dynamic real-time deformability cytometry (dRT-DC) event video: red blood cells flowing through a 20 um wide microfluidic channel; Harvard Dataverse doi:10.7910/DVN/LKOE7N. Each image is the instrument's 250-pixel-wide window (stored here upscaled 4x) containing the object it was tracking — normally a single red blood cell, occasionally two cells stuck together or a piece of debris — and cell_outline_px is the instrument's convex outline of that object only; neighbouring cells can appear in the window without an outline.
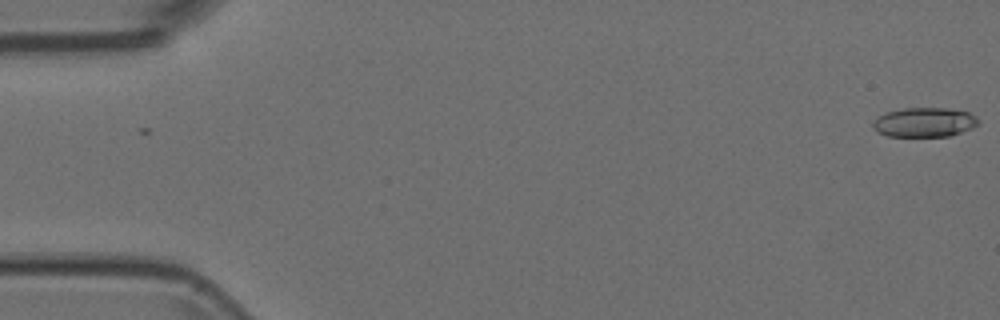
{"species": "Egyptian fruit bat (a non-hibernating species)", "species_latin": "Rousettus aegyptiacus", "temperature_condition": "room temperature", "stored_images_in_passage": 54, "camera_frame_rate_fps": 3000, "um_per_image_px": 0.085, "animal": {"sex": "female"}, "frame": {"image": 1, "passage_image": 1, "time_ms": 0.0, "image_size_px": [1000, 320], "cell_outline_px": [[980, 124], [972, 128], [948, 136], [888, 136], [876, 132], [872, 128], [872, 124], [884, 112], [904, 108], [944, 108], [968, 112], [976, 116], [980, 120]], "centroid_in_image_um": [78.58, 10.39], "position_along_channel_um": 6.4, "area_um2": 18.09}}
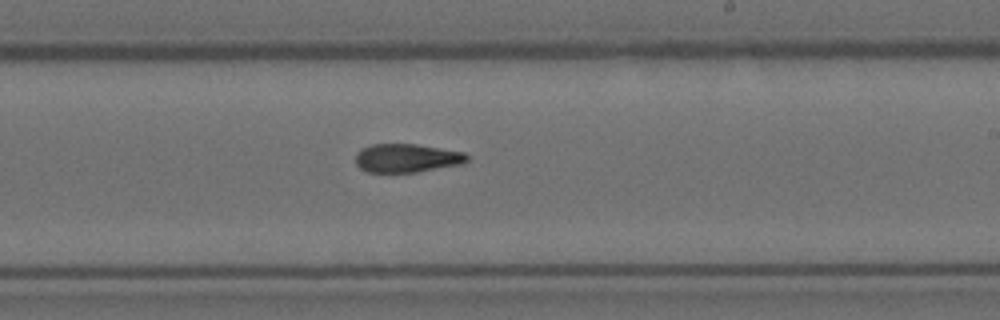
{"frame": {"image": 2, "passage_image": 32, "time_ms": 10.333, "image_size_px": [1000, 320], "cell_outline_px": [[468, 160], [464, 164], [416, 172], [368, 172], [360, 168], [356, 164], [356, 152], [360, 148], [372, 144], [416, 144], [464, 152], [468, 156]], "centroid_in_image_um": [34.57, 13.43], "position_along_channel_um": 254.4, "area_um2": 18.67}}
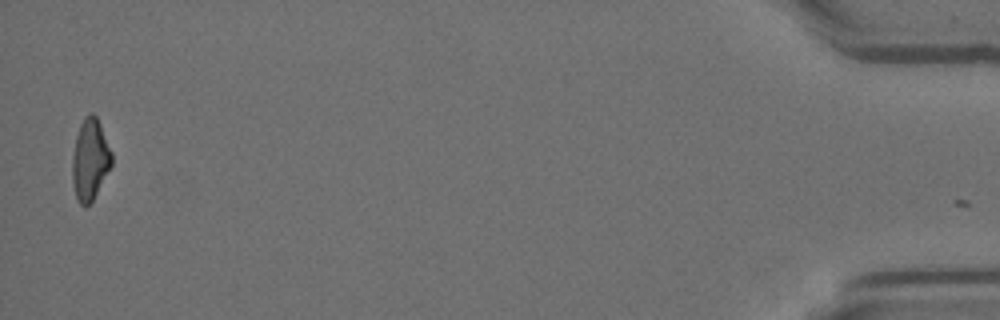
{"frame": {"image": 3, "passage_image": 53, "time_ms": 17.333, "image_size_px": [1000, 320], "cell_outline_px": [[112, 164], [92, 200], [88, 204], [80, 204], [76, 196], [72, 180], [72, 156], [76, 136], [80, 124], [84, 116], [92, 112], [96, 116], [100, 124], [112, 152]], "centroid_in_image_um": [7.65, 13.51], "position_along_channel_um": 427.6, "area_um2": 18.38}}